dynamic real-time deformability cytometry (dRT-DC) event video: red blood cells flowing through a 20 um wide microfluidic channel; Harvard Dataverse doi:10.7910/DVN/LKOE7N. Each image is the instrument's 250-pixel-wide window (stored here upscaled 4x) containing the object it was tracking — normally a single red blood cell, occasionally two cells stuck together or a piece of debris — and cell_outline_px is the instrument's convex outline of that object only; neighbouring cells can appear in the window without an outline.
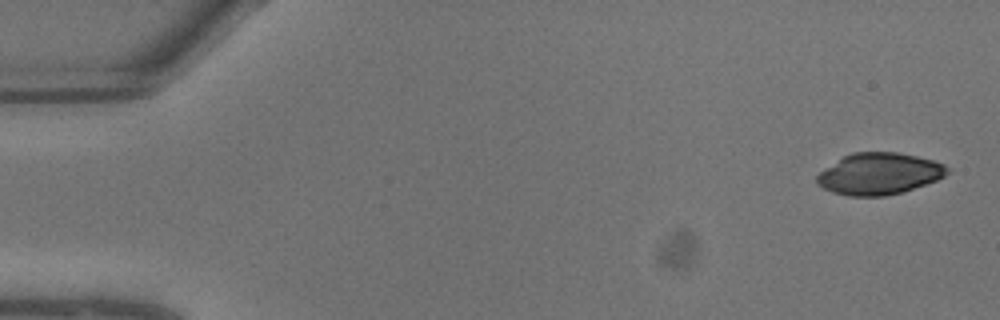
{"species": "common noctule bat (a hibernating species)", "species_latin": "Nyctalus noctula", "temperature_condition": "warm", "stored_images_in_passage": 8, "camera_frame_rate_fps": 3000, "um_per_image_px": 0.085, "animal": {"sex": "male", "body_mass_g": 13.3}, "frame": {"image": 1, "passage_image": 1, "time_ms": 0.0, "image_size_px": [1000, 320], "cell_outline_px": [[952, 168], [944, 176], [936, 180], [900, 192], [884, 196], [848, 196], [832, 192], [816, 184], [816, 176], [820, 172], [844, 156], [852, 152], [896, 152], [916, 156], [932, 160], [944, 164]], "centroid_in_image_um": [74.72, 14.77], "position_along_channel_um": 10.3, "area_um2": 31.33}}
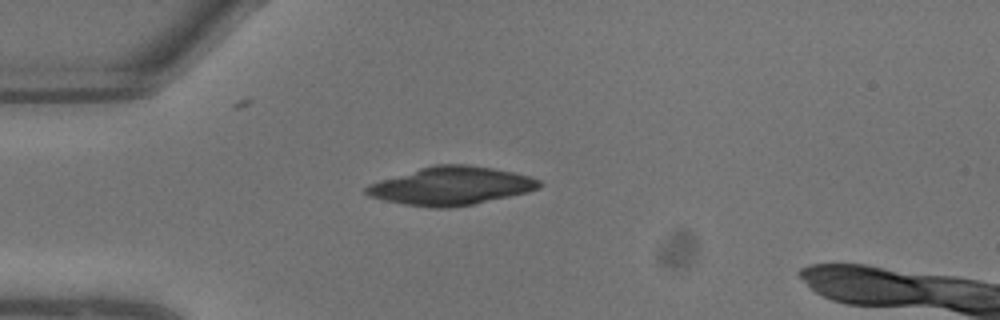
{"frame": {"image": 2, "passage_image": 6, "time_ms": 1.667, "image_size_px": [1000, 320], "cell_outline_px": [[544, 184], [540, 188], [528, 192], [472, 204], [452, 208], [432, 208], [404, 204], [384, 200], [368, 196], [364, 192], [364, 188], [368, 184], [380, 180], [420, 168], [436, 164], [468, 164], [492, 168], [512, 172], [528, 176], [540, 180]], "centroid_in_image_um": [38.34, 15.8], "position_along_channel_um": 46.7, "area_um2": 38.44}}